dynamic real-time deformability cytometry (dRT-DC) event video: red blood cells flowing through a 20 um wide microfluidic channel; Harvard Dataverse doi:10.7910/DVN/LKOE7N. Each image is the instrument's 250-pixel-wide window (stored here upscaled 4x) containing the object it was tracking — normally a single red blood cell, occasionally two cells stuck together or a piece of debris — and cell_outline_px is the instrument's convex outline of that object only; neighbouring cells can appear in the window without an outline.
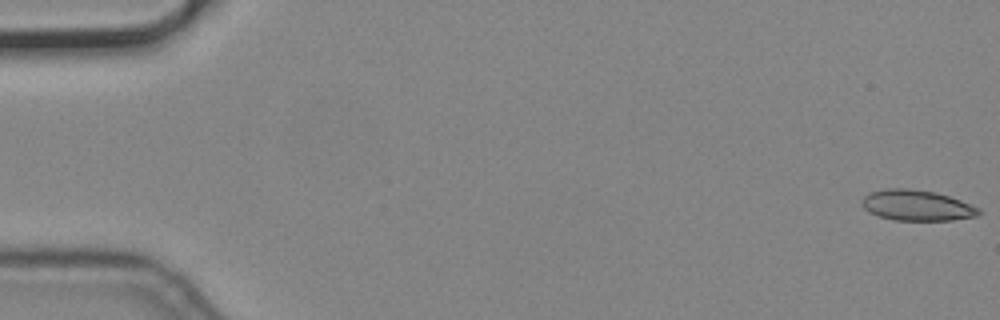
{"species": "common noctule bat (a hibernating species)", "species_latin": "Nyctalus noctula", "temperature_condition": "cold", "stored_images_in_passage": 56, "camera_frame_rate_fps": 3000, "um_per_image_px": 0.085, "animal": {"sex": "male", "body_mass_g": 19.2, "forearm_length_mm": 51.8}, "frame": {"image": 1, "passage_image": 1, "time_ms": 0.0, "image_size_px": [1000, 320], "cell_outline_px": [[984, 212], [976, 216], [952, 220], [892, 220], [868, 212], [864, 208], [864, 196], [868, 192], [888, 188], [908, 188], [932, 192], [948, 196], [960, 200], [980, 208]], "centroid_in_image_um": [77.95, 17.46], "position_along_channel_um": 7.0, "area_um2": 20.75}}
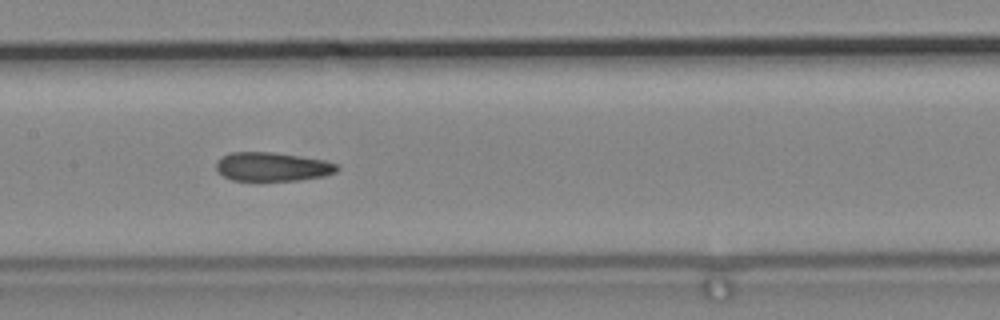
{"frame": {"image": 2, "passage_image": 28, "time_ms": 9.0, "image_size_px": [1000, 320], "cell_outline_px": [[340, 168], [336, 172], [324, 176], [300, 180], [232, 180], [224, 176], [216, 168], [216, 160], [232, 152], [272, 152], [324, 160], [340, 164]], "centroid_in_image_um": [23.19, 14.17], "position_along_channel_um": 184.2, "area_um2": 20.23}}
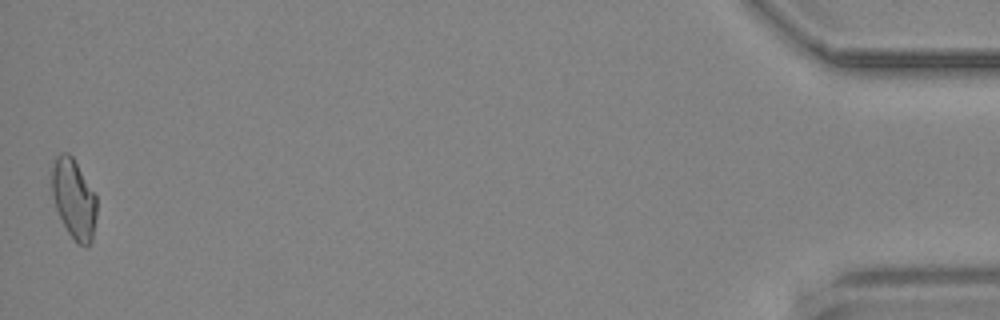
{"frame": {"image": 3, "passage_image": 56, "time_ms": 18.333, "image_size_px": [1000, 320], "cell_outline_px": [[96, 216], [92, 240], [88, 248], [84, 248], [68, 232], [56, 208], [52, 196], [52, 168], [56, 156], [60, 152], [68, 152], [72, 156], [96, 196]], "centroid_in_image_um": [6.28, 16.9], "position_along_channel_um": 428.9, "area_um2": 20.58}}